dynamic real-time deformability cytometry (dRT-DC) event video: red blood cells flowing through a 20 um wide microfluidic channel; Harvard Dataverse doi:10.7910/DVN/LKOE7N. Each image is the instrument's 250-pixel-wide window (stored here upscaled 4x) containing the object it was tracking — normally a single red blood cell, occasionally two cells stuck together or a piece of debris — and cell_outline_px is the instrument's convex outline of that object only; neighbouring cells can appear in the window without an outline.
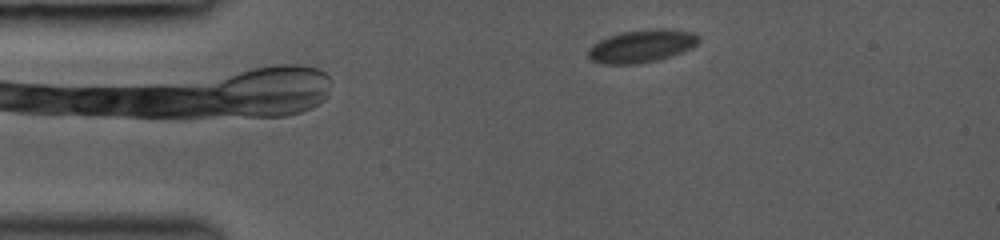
{"species": "common noctule bat (a hibernating species)", "species_latin": "Nyctalus noctula", "temperature_condition": "room temperature", "stored_images_in_passage": 3, "camera_frame_rate_fps": 3000, "um_per_image_px": 0.085, "animal": {"sex": "female", "body_mass_g": 19.0, "forearm_length_mm": 53.3}, "frame": {"image": 1, "passage_image": 3, "time_ms": 1.667, "image_size_px": [1000, 240], "cell_outline_px": [[700, 40], [692, 48], [672, 56], [656, 60], [636, 64], [604, 64], [592, 60], [588, 56], [588, 48], [592, 44], [608, 36], [620, 32], [656, 28], [668, 28], [696, 32], [700, 36]], "centroid_in_image_um": [54.58, 3.9], "position_along_channel_um": 30.4, "area_um2": 21.39}}